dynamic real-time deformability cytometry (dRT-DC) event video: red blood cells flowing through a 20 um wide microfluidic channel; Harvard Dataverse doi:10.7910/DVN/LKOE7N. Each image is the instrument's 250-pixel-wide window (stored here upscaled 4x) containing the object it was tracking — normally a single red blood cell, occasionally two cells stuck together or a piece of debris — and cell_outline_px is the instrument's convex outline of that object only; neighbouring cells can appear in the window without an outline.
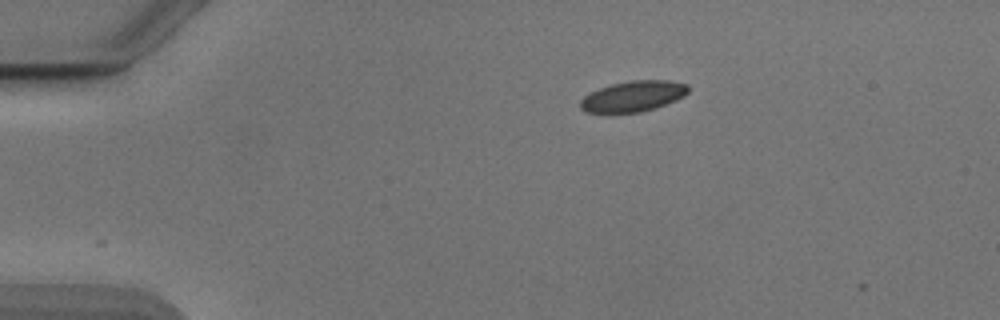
{"species": "Egyptian fruit bat (a non-hibernating species)", "species_latin": "Rousettus aegyptiacus", "temperature_condition": "cold", "stored_images_in_passage": 5, "camera_frame_rate_fps": 3000, "um_per_image_px": 0.085, "animal": {"sex": "male"}, "frame": {"image": 1, "passage_image": 1, "time_ms": 0.0, "image_size_px": [1000, 320], "cell_outline_px": [[688, 92], [684, 96], [676, 100], [656, 108], [640, 112], [584, 112], [580, 108], [580, 100], [584, 96], [600, 88], [612, 84], [632, 80], [668, 80], [688, 84]], "centroid_in_image_um": [53.84, 8.18], "position_along_channel_um": 31.2, "area_um2": 19.19}}